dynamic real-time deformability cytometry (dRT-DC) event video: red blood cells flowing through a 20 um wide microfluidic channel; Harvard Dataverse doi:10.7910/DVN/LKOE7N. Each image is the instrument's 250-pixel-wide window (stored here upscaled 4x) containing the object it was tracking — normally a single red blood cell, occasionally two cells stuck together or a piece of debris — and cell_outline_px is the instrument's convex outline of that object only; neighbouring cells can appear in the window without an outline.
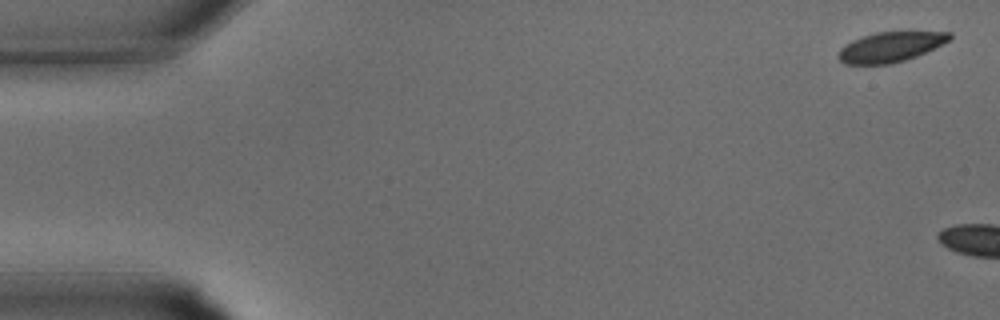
{"species": "common noctule bat (a hibernating species)", "species_latin": "Nyctalus noctula", "temperature_condition": "warm", "stored_images_in_passage": 3, "camera_frame_rate_fps": 3000, "um_per_image_px": 0.085, "animal": {"sex": "male", "body_mass_g": 15.6}, "frame": {"image": 1, "passage_image": 1, "time_ms": 0.0, "image_size_px": [1000, 320], "cell_outline_px": [[952, 36], [948, 40], [916, 56], [892, 64], [844, 64], [836, 56], [840, 48], [844, 44], [852, 40], [876, 32], [952, 32]], "centroid_in_image_um": [75.61, 4.0], "position_along_channel_um": 9.4, "area_um2": 19.19}}